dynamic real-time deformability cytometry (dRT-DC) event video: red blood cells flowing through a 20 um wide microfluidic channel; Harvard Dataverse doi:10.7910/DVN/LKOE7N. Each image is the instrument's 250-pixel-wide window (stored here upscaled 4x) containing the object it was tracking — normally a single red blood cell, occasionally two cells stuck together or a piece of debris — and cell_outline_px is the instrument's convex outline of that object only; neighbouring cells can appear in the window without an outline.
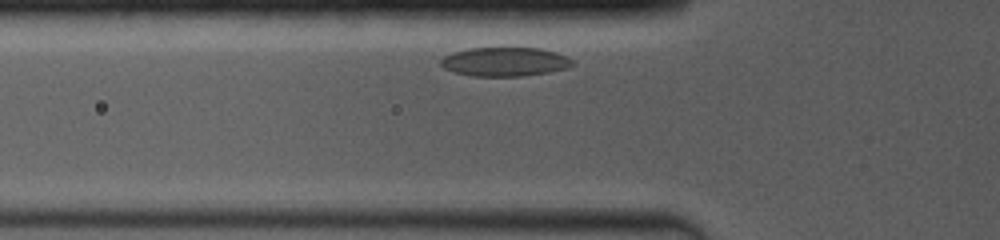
{"species": "common noctule bat (a hibernating species)", "species_latin": "Nyctalus noctula", "temperature_condition": "room temperature", "stored_images_in_passage": 25, "camera_frame_rate_fps": 4000, "um_per_image_px": 0.085, "animal": {"sex": "female", "body_mass_g": 19.0, "forearm_length_mm": 53.3}, "frame": {"image": 1, "passage_image": 2, "time_ms": 0.5, "image_size_px": [1000, 240], "cell_outline_px": [[576, 64], [572, 68], [548, 72], [520, 76], [472, 76], [452, 72], [444, 68], [440, 64], [440, 60], [444, 56], [452, 52], [468, 48], [540, 48], [556, 52], [572, 60]], "centroid_in_image_um": [42.91, 5.25], "position_along_channel_um": 82.9, "area_um2": 22.43}}
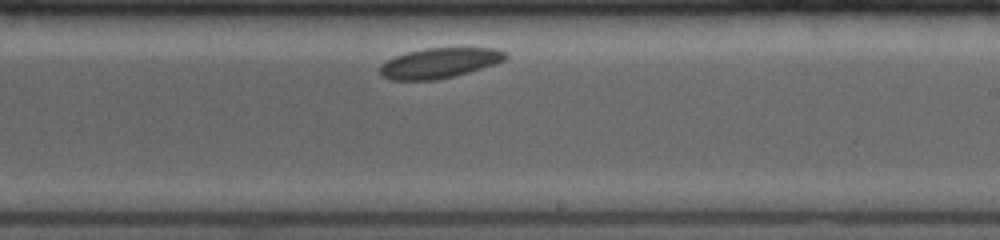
{"frame": {"image": 2, "passage_image": 15, "time_ms": 5.25, "image_size_px": [1000, 240], "cell_outline_px": [[508, 56], [504, 60], [468, 72], [436, 80], [392, 80], [380, 76], [380, 64], [396, 56], [408, 52], [424, 48], [496, 48], [508, 52]], "centroid_in_image_um": [37.33, 5.35], "position_along_channel_um": 251.7, "area_um2": 21.91}}
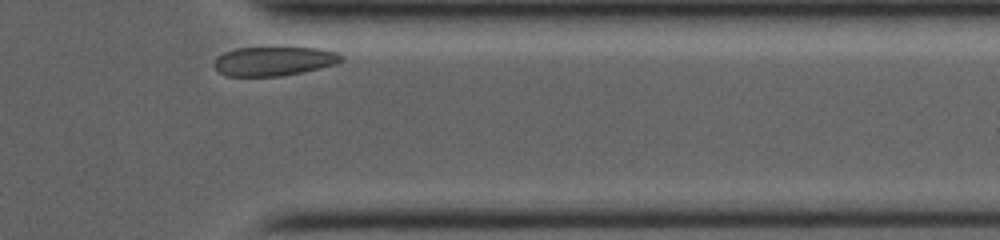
{"frame": {"image": 3, "passage_image": 25, "time_ms": 9.0, "image_size_px": [1000, 240], "cell_outline_px": [[344, 56], [336, 64], [304, 72], [280, 76], [228, 76], [220, 72], [212, 64], [216, 56], [224, 52], [236, 48], [320, 48], [336, 52]], "centroid_in_image_um": [23.26, 5.2], "position_along_channel_um": 388.1, "area_um2": 21.56}, "authors_computed_cell_mechanics": {"area_um2": 23.1778, "velocity_mm_per_s": 3.5707, "shape_relaxation_time_tau1_ms": 0.3676, "shape_relaxation_time_tau2_ms": 2.0065, "deformation_change_tau1": 0.0345, "deformation_change_tau2": 0.0185}}